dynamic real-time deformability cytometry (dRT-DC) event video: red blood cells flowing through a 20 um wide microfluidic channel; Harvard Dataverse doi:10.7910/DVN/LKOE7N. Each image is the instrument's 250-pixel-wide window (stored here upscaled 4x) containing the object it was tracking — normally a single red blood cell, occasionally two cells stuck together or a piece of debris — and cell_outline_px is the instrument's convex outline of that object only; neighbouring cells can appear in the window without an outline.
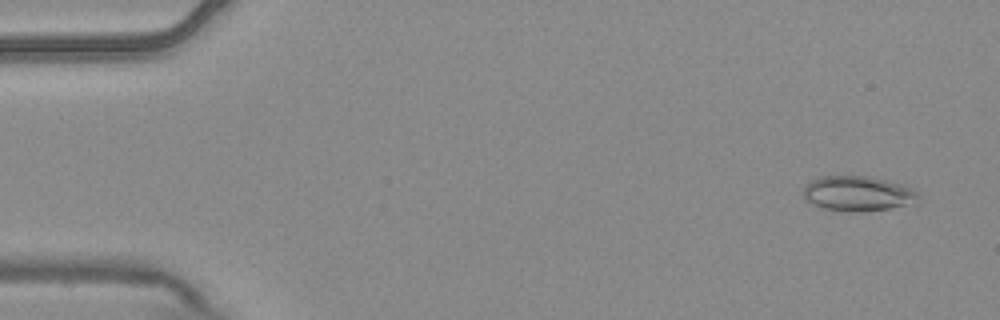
{"species": "common noctule bat (a hibernating species)", "species_latin": "Nyctalus noctula", "temperature_condition": "warm", "stored_images_in_passage": 4, "camera_frame_rate_fps": 3000, "um_per_image_px": 0.085, "animal": {"sex": "male", "body_mass_g": 20.4}, "frame": {"image": 1, "passage_image": 1, "time_ms": 0.0, "image_size_px": [1000, 320], "cell_outline_px": [[920, 204], [892, 208], [860, 212], [848, 212], [824, 208], [812, 204], [804, 200], [804, 188], [812, 180], [820, 176], [868, 176], [888, 180], [912, 188], [920, 192]], "centroid_in_image_um": [73.01, 16.47], "position_along_channel_um": 12.0, "area_um2": 23.99}}